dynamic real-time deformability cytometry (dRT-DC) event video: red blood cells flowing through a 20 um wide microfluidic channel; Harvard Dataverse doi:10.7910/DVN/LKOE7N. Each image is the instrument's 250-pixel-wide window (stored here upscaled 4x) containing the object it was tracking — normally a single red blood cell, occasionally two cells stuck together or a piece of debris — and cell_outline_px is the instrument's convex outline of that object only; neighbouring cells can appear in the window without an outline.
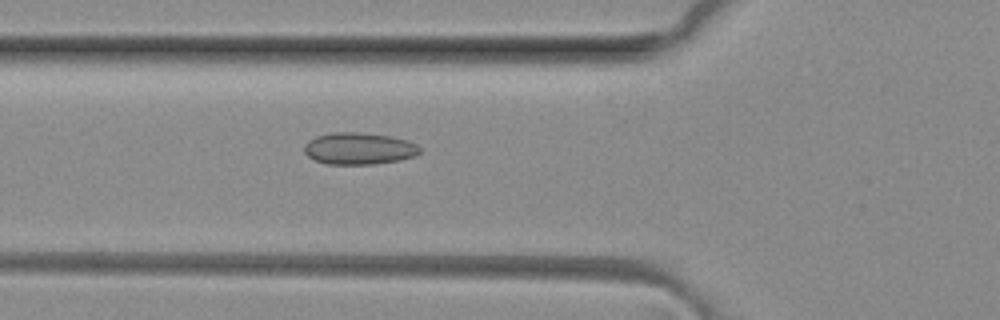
{"species": "common noctule bat (a hibernating species)", "species_latin": "Nyctalus noctula", "temperature_condition": "room temperature", "stored_images_in_passage": 4, "camera_frame_rate_fps": 3000, "um_per_image_px": 0.085, "animal": {"sex": "female", "body_mass_g": 29.2, "forearm_length_mm": 56.3}, "frame": {"image": 1, "passage_image": 4, "time_ms": 1.0, "image_size_px": [1000, 320], "cell_outline_px": [[420, 152], [412, 156], [400, 160], [372, 164], [328, 164], [316, 160], [308, 156], [304, 152], [304, 144], [308, 140], [316, 136], [332, 132], [360, 132], [388, 136], [404, 140], [416, 144], [420, 148]], "centroid_in_image_um": [30.46, 12.62], "position_along_channel_um": 95.3, "area_um2": 21.27}}